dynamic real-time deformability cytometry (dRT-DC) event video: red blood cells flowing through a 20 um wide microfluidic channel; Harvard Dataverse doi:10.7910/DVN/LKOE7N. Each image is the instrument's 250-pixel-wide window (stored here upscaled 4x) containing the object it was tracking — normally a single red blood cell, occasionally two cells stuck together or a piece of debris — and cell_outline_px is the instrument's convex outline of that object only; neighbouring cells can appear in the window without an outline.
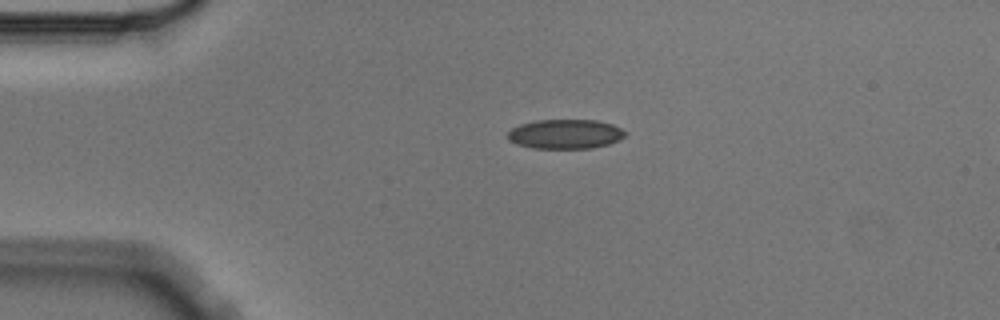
{"species": "Egyptian fruit bat (a non-hibernating species)", "species_latin": "Rousettus aegyptiacus", "temperature_condition": "cold", "stored_images_in_passage": 2, "camera_frame_rate_fps": 3000, "um_per_image_px": 0.085, "animal": {"sex": "male"}, "frame": {"image": 1, "passage_image": 1, "time_ms": 0.0, "image_size_px": [1000, 320], "cell_outline_px": [[628, 132], [620, 140], [608, 144], [592, 148], [532, 148], [516, 144], [508, 140], [508, 132], [512, 128], [520, 124], [536, 120], [596, 120], [612, 124]], "centroid_in_image_um": [48.05, 11.39], "position_along_channel_um": 36.9, "area_um2": 20.23}}